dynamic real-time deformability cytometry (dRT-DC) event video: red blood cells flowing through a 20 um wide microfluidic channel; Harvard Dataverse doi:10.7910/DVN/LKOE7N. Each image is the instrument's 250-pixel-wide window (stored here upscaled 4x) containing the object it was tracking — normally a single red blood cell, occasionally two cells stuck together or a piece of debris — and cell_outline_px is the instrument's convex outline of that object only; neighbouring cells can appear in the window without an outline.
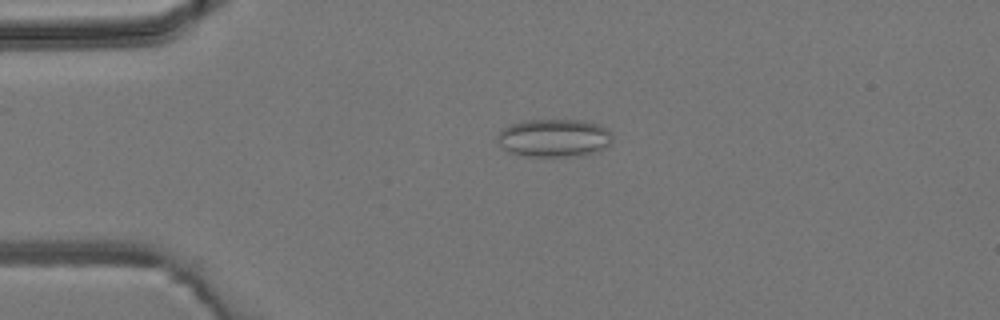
{"species": "common noctule bat (a hibernating species)", "species_latin": "Nyctalus noctula", "temperature_condition": "room temperature", "stored_images_in_passage": 4, "camera_frame_rate_fps": 3000, "um_per_image_px": 0.085, "animal": {"sex": "male", "body_mass_g": 19.2, "forearm_length_mm": 51.8}, "frame": {"image": 1, "passage_image": 3, "time_ms": 2.667, "image_size_px": [1000, 320], "cell_outline_px": [[612, 140], [600, 152], [584, 156], [524, 156], [508, 152], [500, 144], [496, 136], [504, 128], [512, 124], [524, 120], [580, 120], [600, 124], [608, 128], [612, 132]], "centroid_in_image_um": [47.15, 11.73], "position_along_channel_um": 37.8, "area_um2": 25.78}}